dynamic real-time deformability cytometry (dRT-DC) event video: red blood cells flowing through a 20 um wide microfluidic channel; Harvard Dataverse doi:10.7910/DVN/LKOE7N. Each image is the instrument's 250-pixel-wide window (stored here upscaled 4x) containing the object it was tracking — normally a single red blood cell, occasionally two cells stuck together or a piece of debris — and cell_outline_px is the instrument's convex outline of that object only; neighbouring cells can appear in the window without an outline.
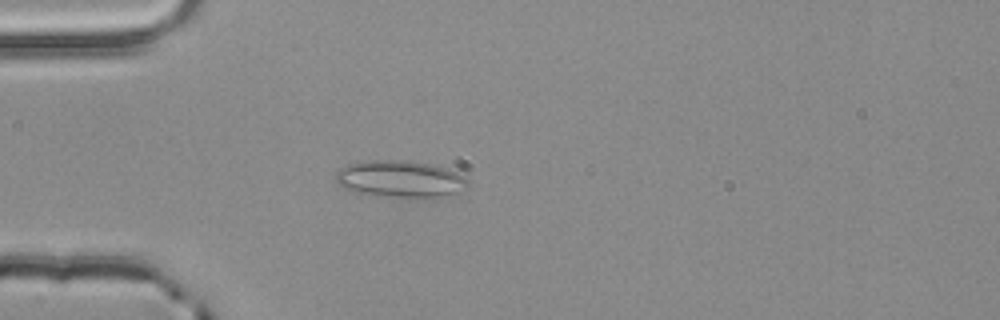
{"species": "common noctule bat (a hibernating species)", "species_latin": "Nyctalus noctula", "temperature_condition": "room temperature", "stored_images_in_passage": 46, "camera_frame_rate_fps": 3000, "um_per_image_px": 0.085, "animal": {"sex": "male", "body_mass_g": 20.4}, "frame": {"image": 1, "passage_image": 7, "time_ms": 2.0, "image_size_px": [1000, 320], "cell_outline_px": [[468, 188], [440, 196], [376, 196], [344, 188], [336, 184], [336, 172], [340, 168], [348, 164], [360, 160], [408, 160], [432, 164], [448, 168], [464, 176], [468, 180]], "centroid_in_image_um": [33.98, 15.17], "position_along_channel_um": 51.0, "area_um2": 28.26}}
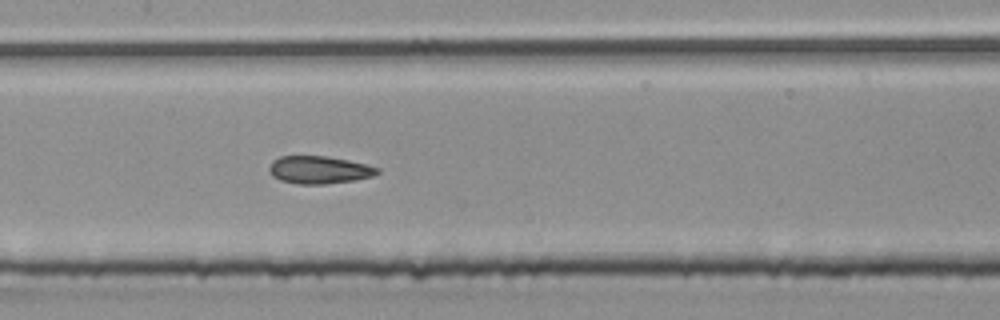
{"frame": {"image": 2, "passage_image": 18, "time_ms": 5.667, "image_size_px": [1000, 320], "cell_outline_px": [[380, 172], [372, 176], [356, 180], [324, 184], [296, 184], [280, 180], [272, 176], [268, 168], [272, 160], [280, 156], [324, 156], [348, 160], [368, 164], [380, 168]], "centroid_in_image_um": [27.13, 14.44], "position_along_channel_um": 180.3, "area_um2": 17.57}}
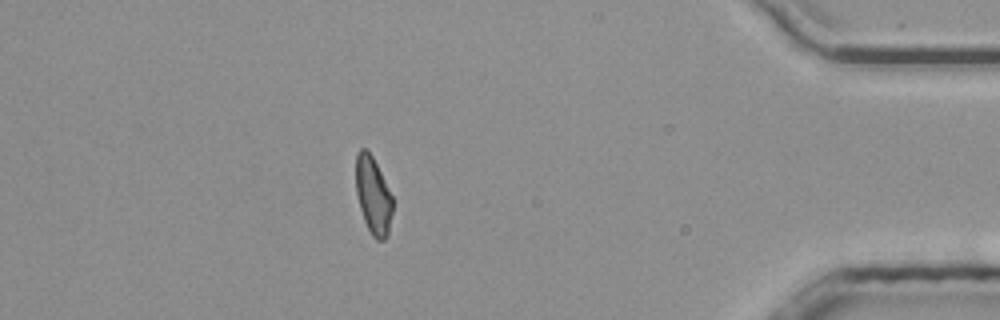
{"frame": {"image": 3, "passage_image": 39, "time_ms": 12.667, "image_size_px": [1000, 320], "cell_outline_px": [[392, 212], [388, 236], [384, 240], [376, 240], [372, 236], [364, 220], [360, 208], [356, 192], [356, 152], [360, 148], [364, 148], [372, 156], [392, 196]], "centroid_in_image_um": [31.71, 16.64], "position_along_channel_um": 403.5, "area_um2": 16.42}, "authors_computed_cell_mechanics": {"area_um2": 17.4556, "velocity_mm_per_s": 3.8592, "shape_relaxation_time_tau1_ms": null, "shape_relaxation_time_tau2_ms": 2.2878, "deformation_change_tau1": null, "deformation_change_tau2": 0.0959}}